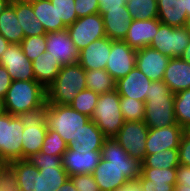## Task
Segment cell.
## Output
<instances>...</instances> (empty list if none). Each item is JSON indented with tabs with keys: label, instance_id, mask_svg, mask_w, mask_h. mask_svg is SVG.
<instances>
[{
	"label": "cell",
	"instance_id": "6da1fadb",
	"mask_svg": "<svg viewBox=\"0 0 190 191\" xmlns=\"http://www.w3.org/2000/svg\"><path fill=\"white\" fill-rule=\"evenodd\" d=\"M63 155H49L41 151L29 159L14 160L9 167L17 176L20 191H56L69 175L62 167Z\"/></svg>",
	"mask_w": 190,
	"mask_h": 191
},
{
	"label": "cell",
	"instance_id": "7a4b0ae2",
	"mask_svg": "<svg viewBox=\"0 0 190 191\" xmlns=\"http://www.w3.org/2000/svg\"><path fill=\"white\" fill-rule=\"evenodd\" d=\"M100 151L101 160L92 172L100 191H116L128 181L137 180L141 162L130 157L114 138H106Z\"/></svg>",
	"mask_w": 190,
	"mask_h": 191
},
{
	"label": "cell",
	"instance_id": "3957f363",
	"mask_svg": "<svg viewBox=\"0 0 190 191\" xmlns=\"http://www.w3.org/2000/svg\"><path fill=\"white\" fill-rule=\"evenodd\" d=\"M90 117L70 105L49 104L47 102L46 121L48 128L56 131L68 144L69 149H78L81 145L80 134Z\"/></svg>",
	"mask_w": 190,
	"mask_h": 191
},
{
	"label": "cell",
	"instance_id": "277c9868",
	"mask_svg": "<svg viewBox=\"0 0 190 191\" xmlns=\"http://www.w3.org/2000/svg\"><path fill=\"white\" fill-rule=\"evenodd\" d=\"M144 110V122L148 128L177 124L174 111V93L162 80L151 83Z\"/></svg>",
	"mask_w": 190,
	"mask_h": 191
},
{
	"label": "cell",
	"instance_id": "5b68a950",
	"mask_svg": "<svg viewBox=\"0 0 190 191\" xmlns=\"http://www.w3.org/2000/svg\"><path fill=\"white\" fill-rule=\"evenodd\" d=\"M85 69L77 62L62 66L46 89L49 104L70 105L76 95L86 89Z\"/></svg>",
	"mask_w": 190,
	"mask_h": 191
},
{
	"label": "cell",
	"instance_id": "8992f818",
	"mask_svg": "<svg viewBox=\"0 0 190 191\" xmlns=\"http://www.w3.org/2000/svg\"><path fill=\"white\" fill-rule=\"evenodd\" d=\"M46 102V89L35 80L12 81L4 99V111L17 115L34 110Z\"/></svg>",
	"mask_w": 190,
	"mask_h": 191
},
{
	"label": "cell",
	"instance_id": "52a82bcc",
	"mask_svg": "<svg viewBox=\"0 0 190 191\" xmlns=\"http://www.w3.org/2000/svg\"><path fill=\"white\" fill-rule=\"evenodd\" d=\"M47 101L40 107L19 115L24 130L22 133V159H29L41 151L48 131L46 121Z\"/></svg>",
	"mask_w": 190,
	"mask_h": 191
},
{
	"label": "cell",
	"instance_id": "ba28073f",
	"mask_svg": "<svg viewBox=\"0 0 190 191\" xmlns=\"http://www.w3.org/2000/svg\"><path fill=\"white\" fill-rule=\"evenodd\" d=\"M90 119L106 138H114L117 135L125 120L120 110V95L116 89L99 95Z\"/></svg>",
	"mask_w": 190,
	"mask_h": 191
},
{
	"label": "cell",
	"instance_id": "9c48e42d",
	"mask_svg": "<svg viewBox=\"0 0 190 191\" xmlns=\"http://www.w3.org/2000/svg\"><path fill=\"white\" fill-rule=\"evenodd\" d=\"M23 130L19 116L5 111L0 114V155L9 163L22 159Z\"/></svg>",
	"mask_w": 190,
	"mask_h": 191
},
{
	"label": "cell",
	"instance_id": "30bf717a",
	"mask_svg": "<svg viewBox=\"0 0 190 191\" xmlns=\"http://www.w3.org/2000/svg\"><path fill=\"white\" fill-rule=\"evenodd\" d=\"M190 43V32L187 26L171 27L161 23L150 46L164 55L180 57Z\"/></svg>",
	"mask_w": 190,
	"mask_h": 191
},
{
	"label": "cell",
	"instance_id": "8fae6325",
	"mask_svg": "<svg viewBox=\"0 0 190 191\" xmlns=\"http://www.w3.org/2000/svg\"><path fill=\"white\" fill-rule=\"evenodd\" d=\"M149 132L144 121H125L114 139L127 151L130 157L140 162L146 156V139Z\"/></svg>",
	"mask_w": 190,
	"mask_h": 191
},
{
	"label": "cell",
	"instance_id": "7c38bea8",
	"mask_svg": "<svg viewBox=\"0 0 190 191\" xmlns=\"http://www.w3.org/2000/svg\"><path fill=\"white\" fill-rule=\"evenodd\" d=\"M67 31L79 52L91 42L106 37L104 22L100 13L78 18L67 27Z\"/></svg>",
	"mask_w": 190,
	"mask_h": 191
},
{
	"label": "cell",
	"instance_id": "4fadbf2b",
	"mask_svg": "<svg viewBox=\"0 0 190 191\" xmlns=\"http://www.w3.org/2000/svg\"><path fill=\"white\" fill-rule=\"evenodd\" d=\"M136 52L123 40L113 41L105 70L115 81L125 77L135 67Z\"/></svg>",
	"mask_w": 190,
	"mask_h": 191
},
{
	"label": "cell",
	"instance_id": "5bb4252c",
	"mask_svg": "<svg viewBox=\"0 0 190 191\" xmlns=\"http://www.w3.org/2000/svg\"><path fill=\"white\" fill-rule=\"evenodd\" d=\"M0 65L7 69L12 81L35 80L32 61L25 56L20 44L10 43L1 55Z\"/></svg>",
	"mask_w": 190,
	"mask_h": 191
},
{
	"label": "cell",
	"instance_id": "9a60e30c",
	"mask_svg": "<svg viewBox=\"0 0 190 191\" xmlns=\"http://www.w3.org/2000/svg\"><path fill=\"white\" fill-rule=\"evenodd\" d=\"M46 51L51 53L61 66L78 62L79 51L67 29L46 33Z\"/></svg>",
	"mask_w": 190,
	"mask_h": 191
},
{
	"label": "cell",
	"instance_id": "2e32d148",
	"mask_svg": "<svg viewBox=\"0 0 190 191\" xmlns=\"http://www.w3.org/2000/svg\"><path fill=\"white\" fill-rule=\"evenodd\" d=\"M185 130L179 125L149 128L146 139V155L167 149H178Z\"/></svg>",
	"mask_w": 190,
	"mask_h": 191
},
{
	"label": "cell",
	"instance_id": "e0dca14e",
	"mask_svg": "<svg viewBox=\"0 0 190 191\" xmlns=\"http://www.w3.org/2000/svg\"><path fill=\"white\" fill-rule=\"evenodd\" d=\"M101 160V151L67 149L62 156V167L69 177L78 174H92Z\"/></svg>",
	"mask_w": 190,
	"mask_h": 191
},
{
	"label": "cell",
	"instance_id": "ac0fdd59",
	"mask_svg": "<svg viewBox=\"0 0 190 191\" xmlns=\"http://www.w3.org/2000/svg\"><path fill=\"white\" fill-rule=\"evenodd\" d=\"M99 13L103 18L106 37L114 41L124 40L129 23L132 21L127 6L107 7L100 5Z\"/></svg>",
	"mask_w": 190,
	"mask_h": 191
},
{
	"label": "cell",
	"instance_id": "d6986e66",
	"mask_svg": "<svg viewBox=\"0 0 190 191\" xmlns=\"http://www.w3.org/2000/svg\"><path fill=\"white\" fill-rule=\"evenodd\" d=\"M169 61L170 57L147 46L137 50L135 66L152 82L161 81Z\"/></svg>",
	"mask_w": 190,
	"mask_h": 191
},
{
	"label": "cell",
	"instance_id": "ffe728a7",
	"mask_svg": "<svg viewBox=\"0 0 190 191\" xmlns=\"http://www.w3.org/2000/svg\"><path fill=\"white\" fill-rule=\"evenodd\" d=\"M176 168L142 167L137 178L143 191H175Z\"/></svg>",
	"mask_w": 190,
	"mask_h": 191
},
{
	"label": "cell",
	"instance_id": "44dd1931",
	"mask_svg": "<svg viewBox=\"0 0 190 191\" xmlns=\"http://www.w3.org/2000/svg\"><path fill=\"white\" fill-rule=\"evenodd\" d=\"M151 83L152 81L135 66L125 77L116 81V90L120 97L145 102Z\"/></svg>",
	"mask_w": 190,
	"mask_h": 191
},
{
	"label": "cell",
	"instance_id": "7402d4cb",
	"mask_svg": "<svg viewBox=\"0 0 190 191\" xmlns=\"http://www.w3.org/2000/svg\"><path fill=\"white\" fill-rule=\"evenodd\" d=\"M160 24L158 18L150 20L133 19L129 23L128 32L123 41L135 50L150 46Z\"/></svg>",
	"mask_w": 190,
	"mask_h": 191
},
{
	"label": "cell",
	"instance_id": "603a6c76",
	"mask_svg": "<svg viewBox=\"0 0 190 191\" xmlns=\"http://www.w3.org/2000/svg\"><path fill=\"white\" fill-rule=\"evenodd\" d=\"M113 41L104 37L91 42L79 52L78 63L85 70L105 69Z\"/></svg>",
	"mask_w": 190,
	"mask_h": 191
},
{
	"label": "cell",
	"instance_id": "cb8c5ba5",
	"mask_svg": "<svg viewBox=\"0 0 190 191\" xmlns=\"http://www.w3.org/2000/svg\"><path fill=\"white\" fill-rule=\"evenodd\" d=\"M162 81L174 94L190 89V63L183 61L180 57L170 58Z\"/></svg>",
	"mask_w": 190,
	"mask_h": 191
},
{
	"label": "cell",
	"instance_id": "d4e9b609",
	"mask_svg": "<svg viewBox=\"0 0 190 191\" xmlns=\"http://www.w3.org/2000/svg\"><path fill=\"white\" fill-rule=\"evenodd\" d=\"M158 19L171 27L187 26L188 15L183 0H157Z\"/></svg>",
	"mask_w": 190,
	"mask_h": 191
},
{
	"label": "cell",
	"instance_id": "484cf974",
	"mask_svg": "<svg viewBox=\"0 0 190 191\" xmlns=\"http://www.w3.org/2000/svg\"><path fill=\"white\" fill-rule=\"evenodd\" d=\"M32 65L35 81L45 89L55 80L62 68L61 64L47 51L34 59Z\"/></svg>",
	"mask_w": 190,
	"mask_h": 191
},
{
	"label": "cell",
	"instance_id": "4316f807",
	"mask_svg": "<svg viewBox=\"0 0 190 191\" xmlns=\"http://www.w3.org/2000/svg\"><path fill=\"white\" fill-rule=\"evenodd\" d=\"M10 4L15 9L18 22L24 33V38L46 34L42 23L37 19L33 12L31 3L13 2Z\"/></svg>",
	"mask_w": 190,
	"mask_h": 191
},
{
	"label": "cell",
	"instance_id": "83f0119b",
	"mask_svg": "<svg viewBox=\"0 0 190 191\" xmlns=\"http://www.w3.org/2000/svg\"><path fill=\"white\" fill-rule=\"evenodd\" d=\"M0 34L11 44H20L24 38L22 27L11 4L0 14Z\"/></svg>",
	"mask_w": 190,
	"mask_h": 191
},
{
	"label": "cell",
	"instance_id": "f1b7e54d",
	"mask_svg": "<svg viewBox=\"0 0 190 191\" xmlns=\"http://www.w3.org/2000/svg\"><path fill=\"white\" fill-rule=\"evenodd\" d=\"M31 4L35 16L42 23L46 33L67 29L64 24H57L56 9L50 0H39Z\"/></svg>",
	"mask_w": 190,
	"mask_h": 191
},
{
	"label": "cell",
	"instance_id": "f546056e",
	"mask_svg": "<svg viewBox=\"0 0 190 191\" xmlns=\"http://www.w3.org/2000/svg\"><path fill=\"white\" fill-rule=\"evenodd\" d=\"M86 89L101 95L116 89V81L105 69L85 70Z\"/></svg>",
	"mask_w": 190,
	"mask_h": 191
},
{
	"label": "cell",
	"instance_id": "4dcf8cb0",
	"mask_svg": "<svg viewBox=\"0 0 190 191\" xmlns=\"http://www.w3.org/2000/svg\"><path fill=\"white\" fill-rule=\"evenodd\" d=\"M106 139L103 132L97 127L91 119L84 124L80 134L81 151H100L103 147V142Z\"/></svg>",
	"mask_w": 190,
	"mask_h": 191
},
{
	"label": "cell",
	"instance_id": "1f68e13d",
	"mask_svg": "<svg viewBox=\"0 0 190 191\" xmlns=\"http://www.w3.org/2000/svg\"><path fill=\"white\" fill-rule=\"evenodd\" d=\"M141 164L142 167L177 168L180 164L178 149H167L151 155H146Z\"/></svg>",
	"mask_w": 190,
	"mask_h": 191
},
{
	"label": "cell",
	"instance_id": "d6a6232c",
	"mask_svg": "<svg viewBox=\"0 0 190 191\" xmlns=\"http://www.w3.org/2000/svg\"><path fill=\"white\" fill-rule=\"evenodd\" d=\"M126 6L132 20H150L158 17L157 0H127Z\"/></svg>",
	"mask_w": 190,
	"mask_h": 191
},
{
	"label": "cell",
	"instance_id": "836d02e7",
	"mask_svg": "<svg viewBox=\"0 0 190 191\" xmlns=\"http://www.w3.org/2000/svg\"><path fill=\"white\" fill-rule=\"evenodd\" d=\"M174 111L177 124L187 131L190 128V89L174 94Z\"/></svg>",
	"mask_w": 190,
	"mask_h": 191
},
{
	"label": "cell",
	"instance_id": "e575fe53",
	"mask_svg": "<svg viewBox=\"0 0 190 191\" xmlns=\"http://www.w3.org/2000/svg\"><path fill=\"white\" fill-rule=\"evenodd\" d=\"M98 98L99 94L91 89H85L76 95L70 106L76 111L91 118L98 102Z\"/></svg>",
	"mask_w": 190,
	"mask_h": 191
},
{
	"label": "cell",
	"instance_id": "d590c367",
	"mask_svg": "<svg viewBox=\"0 0 190 191\" xmlns=\"http://www.w3.org/2000/svg\"><path fill=\"white\" fill-rule=\"evenodd\" d=\"M145 102L130 98L120 97V110L125 121H144Z\"/></svg>",
	"mask_w": 190,
	"mask_h": 191
},
{
	"label": "cell",
	"instance_id": "8d00e7d4",
	"mask_svg": "<svg viewBox=\"0 0 190 191\" xmlns=\"http://www.w3.org/2000/svg\"><path fill=\"white\" fill-rule=\"evenodd\" d=\"M74 1L75 0H50L56 9L57 24H64L68 27L78 19Z\"/></svg>",
	"mask_w": 190,
	"mask_h": 191
},
{
	"label": "cell",
	"instance_id": "74e56055",
	"mask_svg": "<svg viewBox=\"0 0 190 191\" xmlns=\"http://www.w3.org/2000/svg\"><path fill=\"white\" fill-rule=\"evenodd\" d=\"M20 46L25 56L33 61L39 55L46 52V34L23 38Z\"/></svg>",
	"mask_w": 190,
	"mask_h": 191
},
{
	"label": "cell",
	"instance_id": "f35d334b",
	"mask_svg": "<svg viewBox=\"0 0 190 191\" xmlns=\"http://www.w3.org/2000/svg\"><path fill=\"white\" fill-rule=\"evenodd\" d=\"M68 149V144L54 130L48 128L41 152L49 155H63Z\"/></svg>",
	"mask_w": 190,
	"mask_h": 191
},
{
	"label": "cell",
	"instance_id": "ab89813d",
	"mask_svg": "<svg viewBox=\"0 0 190 191\" xmlns=\"http://www.w3.org/2000/svg\"><path fill=\"white\" fill-rule=\"evenodd\" d=\"M77 191H100L92 174H78L69 177Z\"/></svg>",
	"mask_w": 190,
	"mask_h": 191
},
{
	"label": "cell",
	"instance_id": "60d3db41",
	"mask_svg": "<svg viewBox=\"0 0 190 191\" xmlns=\"http://www.w3.org/2000/svg\"><path fill=\"white\" fill-rule=\"evenodd\" d=\"M75 11L78 18L99 13L100 3L98 0H75Z\"/></svg>",
	"mask_w": 190,
	"mask_h": 191
},
{
	"label": "cell",
	"instance_id": "b9f144b4",
	"mask_svg": "<svg viewBox=\"0 0 190 191\" xmlns=\"http://www.w3.org/2000/svg\"><path fill=\"white\" fill-rule=\"evenodd\" d=\"M0 191H20L17 176L10 167L0 174Z\"/></svg>",
	"mask_w": 190,
	"mask_h": 191
},
{
	"label": "cell",
	"instance_id": "7bdbcfd3",
	"mask_svg": "<svg viewBox=\"0 0 190 191\" xmlns=\"http://www.w3.org/2000/svg\"><path fill=\"white\" fill-rule=\"evenodd\" d=\"M178 152L180 164L190 166V134L187 131L182 135Z\"/></svg>",
	"mask_w": 190,
	"mask_h": 191
},
{
	"label": "cell",
	"instance_id": "ee69618b",
	"mask_svg": "<svg viewBox=\"0 0 190 191\" xmlns=\"http://www.w3.org/2000/svg\"><path fill=\"white\" fill-rule=\"evenodd\" d=\"M176 170V185H184V187H190V166L179 164Z\"/></svg>",
	"mask_w": 190,
	"mask_h": 191
},
{
	"label": "cell",
	"instance_id": "f6af8a7d",
	"mask_svg": "<svg viewBox=\"0 0 190 191\" xmlns=\"http://www.w3.org/2000/svg\"><path fill=\"white\" fill-rule=\"evenodd\" d=\"M11 83L12 79L7 69L0 65V99H4Z\"/></svg>",
	"mask_w": 190,
	"mask_h": 191
},
{
	"label": "cell",
	"instance_id": "bcb514c9",
	"mask_svg": "<svg viewBox=\"0 0 190 191\" xmlns=\"http://www.w3.org/2000/svg\"><path fill=\"white\" fill-rule=\"evenodd\" d=\"M116 191H143L138 180L128 181L125 185L118 188Z\"/></svg>",
	"mask_w": 190,
	"mask_h": 191
},
{
	"label": "cell",
	"instance_id": "7dc6e473",
	"mask_svg": "<svg viewBox=\"0 0 190 191\" xmlns=\"http://www.w3.org/2000/svg\"><path fill=\"white\" fill-rule=\"evenodd\" d=\"M100 5H106L107 7H121L126 6L127 0H98Z\"/></svg>",
	"mask_w": 190,
	"mask_h": 191
},
{
	"label": "cell",
	"instance_id": "c3c4849f",
	"mask_svg": "<svg viewBox=\"0 0 190 191\" xmlns=\"http://www.w3.org/2000/svg\"><path fill=\"white\" fill-rule=\"evenodd\" d=\"M56 191H77V189L75 188L73 182L70 179H68Z\"/></svg>",
	"mask_w": 190,
	"mask_h": 191
},
{
	"label": "cell",
	"instance_id": "681fc988",
	"mask_svg": "<svg viewBox=\"0 0 190 191\" xmlns=\"http://www.w3.org/2000/svg\"><path fill=\"white\" fill-rule=\"evenodd\" d=\"M9 45L10 43L0 34V58Z\"/></svg>",
	"mask_w": 190,
	"mask_h": 191
},
{
	"label": "cell",
	"instance_id": "f907efd6",
	"mask_svg": "<svg viewBox=\"0 0 190 191\" xmlns=\"http://www.w3.org/2000/svg\"><path fill=\"white\" fill-rule=\"evenodd\" d=\"M183 61L190 63V43L187 48L184 50L183 54L180 56Z\"/></svg>",
	"mask_w": 190,
	"mask_h": 191
},
{
	"label": "cell",
	"instance_id": "816d5d0a",
	"mask_svg": "<svg viewBox=\"0 0 190 191\" xmlns=\"http://www.w3.org/2000/svg\"><path fill=\"white\" fill-rule=\"evenodd\" d=\"M9 167V162L0 155V174Z\"/></svg>",
	"mask_w": 190,
	"mask_h": 191
},
{
	"label": "cell",
	"instance_id": "f5cc1de1",
	"mask_svg": "<svg viewBox=\"0 0 190 191\" xmlns=\"http://www.w3.org/2000/svg\"><path fill=\"white\" fill-rule=\"evenodd\" d=\"M10 0H0V14L6 9V7L10 4Z\"/></svg>",
	"mask_w": 190,
	"mask_h": 191
},
{
	"label": "cell",
	"instance_id": "db71d44e",
	"mask_svg": "<svg viewBox=\"0 0 190 191\" xmlns=\"http://www.w3.org/2000/svg\"><path fill=\"white\" fill-rule=\"evenodd\" d=\"M184 9H186L188 18H190V0H183Z\"/></svg>",
	"mask_w": 190,
	"mask_h": 191
},
{
	"label": "cell",
	"instance_id": "11a10c76",
	"mask_svg": "<svg viewBox=\"0 0 190 191\" xmlns=\"http://www.w3.org/2000/svg\"><path fill=\"white\" fill-rule=\"evenodd\" d=\"M175 191H190V187H184V185H175Z\"/></svg>",
	"mask_w": 190,
	"mask_h": 191
},
{
	"label": "cell",
	"instance_id": "9f6ffc18",
	"mask_svg": "<svg viewBox=\"0 0 190 191\" xmlns=\"http://www.w3.org/2000/svg\"><path fill=\"white\" fill-rule=\"evenodd\" d=\"M39 0H10L11 3L13 2H20V3H32Z\"/></svg>",
	"mask_w": 190,
	"mask_h": 191
},
{
	"label": "cell",
	"instance_id": "6f0895ef",
	"mask_svg": "<svg viewBox=\"0 0 190 191\" xmlns=\"http://www.w3.org/2000/svg\"><path fill=\"white\" fill-rule=\"evenodd\" d=\"M4 112L3 100L0 99V114Z\"/></svg>",
	"mask_w": 190,
	"mask_h": 191
},
{
	"label": "cell",
	"instance_id": "680465c9",
	"mask_svg": "<svg viewBox=\"0 0 190 191\" xmlns=\"http://www.w3.org/2000/svg\"><path fill=\"white\" fill-rule=\"evenodd\" d=\"M187 27H188L189 32H190V18L188 19Z\"/></svg>",
	"mask_w": 190,
	"mask_h": 191
}]
</instances>
